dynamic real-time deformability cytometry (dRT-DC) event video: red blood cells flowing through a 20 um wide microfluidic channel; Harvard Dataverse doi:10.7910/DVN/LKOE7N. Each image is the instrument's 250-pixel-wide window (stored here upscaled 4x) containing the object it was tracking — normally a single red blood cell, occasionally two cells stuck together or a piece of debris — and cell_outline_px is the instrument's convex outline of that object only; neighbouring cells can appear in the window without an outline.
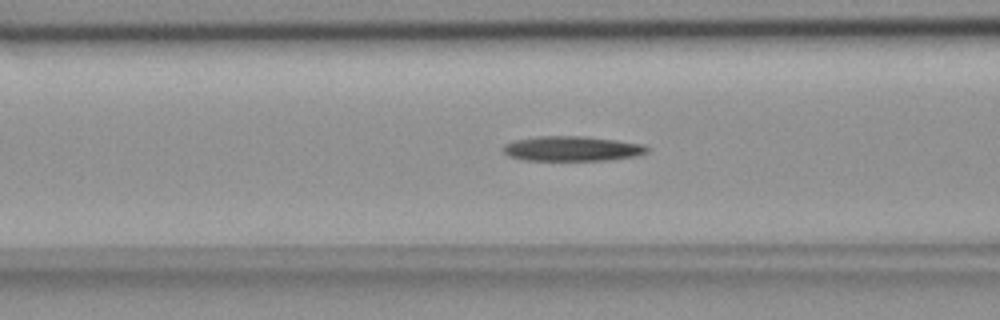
{"species": "common noctule bat (a hibernating species)", "species_latin": "Nyctalus noctula", "temperature_condition": "room temperature", "stored_images_in_passage": 55, "camera_frame_rate_fps": 3000, "um_per_image_px": 0.085, "animal": {"sex": "female", "body_mass_g": 18.4}, "frame": {"image": 1, "passage_image": 21, "time_ms": 6.667, "image_size_px": [1000, 320], "cell_outline_px": [[648, 152], [636, 156], [604, 160], [524, 160], [508, 156], [504, 152], [504, 144], [512, 140], [536, 136], [584, 136], [616, 140], [644, 144], [648, 148]], "centroid_in_image_um": [48.6, 12.62], "position_along_channel_um": 118.0, "area_um2": 20.92}}
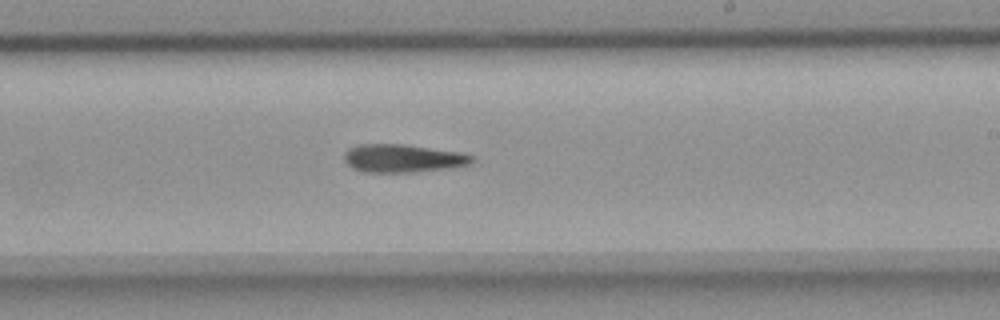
{"frame": {"image": 2, "passage_image": 32, "time_ms": 10.333, "image_size_px": [1000, 320], "cell_outline_px": [[476, 160], [468, 164], [452, 168], [412, 172], [364, 172], [352, 168], [344, 160], [344, 152], [348, 148], [356, 144], [404, 144], [460, 152], [472, 156]], "centroid_in_image_um": [34.22, 13.45], "position_along_channel_um": 254.8, "area_um2": 21.04}}
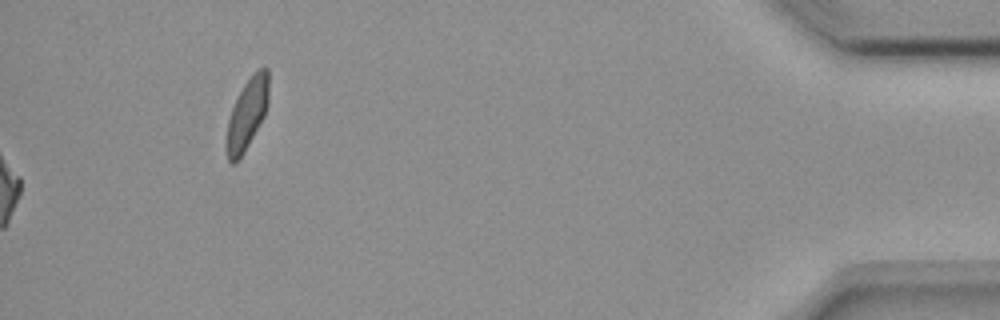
{"frame": {"image": 3, "passage_image": 55, "time_ms": 18.0, "image_size_px": [1000, 320], "cell_outline_px": [[268, 104], [264, 116], [244, 152], [232, 164], [228, 160], [224, 148], [224, 144], [228, 120], [232, 108], [244, 84], [260, 68], [268, 68]], "centroid_in_image_um": [20.97, 9.74], "position_along_channel_um": 414.2, "area_um2": 17.22}}